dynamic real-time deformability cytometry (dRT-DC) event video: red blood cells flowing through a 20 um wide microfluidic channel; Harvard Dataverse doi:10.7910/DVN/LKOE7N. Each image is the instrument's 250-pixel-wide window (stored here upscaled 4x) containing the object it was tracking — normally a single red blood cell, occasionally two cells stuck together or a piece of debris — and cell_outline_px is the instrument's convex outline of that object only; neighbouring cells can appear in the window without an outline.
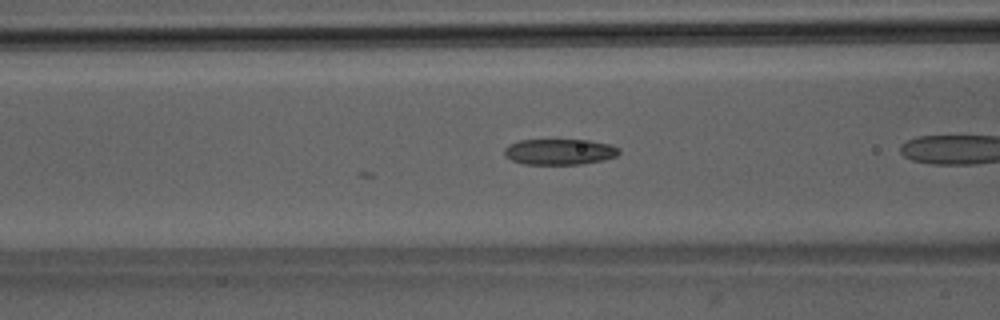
{"species": "Egyptian fruit bat (a non-hibernating species)", "species_latin": "Rousettus aegyptiacus", "temperature_condition": "room temperature", "stored_images_in_passage": 9, "camera_frame_rate_fps": 3000, "um_per_image_px": 0.085, "animal": {"sex": "male"}, "frame": {"image": 1, "passage_image": 6, "time_ms": 1.667, "image_size_px": [1000, 320], "cell_outline_px": [[620, 152], [616, 156], [604, 160], [584, 164], [524, 164], [512, 160], [504, 156], [504, 148], [508, 144], [520, 140], [588, 140], [608, 144], [620, 148]], "centroid_in_image_um": [47.55, 12.9], "position_along_channel_um": 119.1, "area_um2": 17.34}}